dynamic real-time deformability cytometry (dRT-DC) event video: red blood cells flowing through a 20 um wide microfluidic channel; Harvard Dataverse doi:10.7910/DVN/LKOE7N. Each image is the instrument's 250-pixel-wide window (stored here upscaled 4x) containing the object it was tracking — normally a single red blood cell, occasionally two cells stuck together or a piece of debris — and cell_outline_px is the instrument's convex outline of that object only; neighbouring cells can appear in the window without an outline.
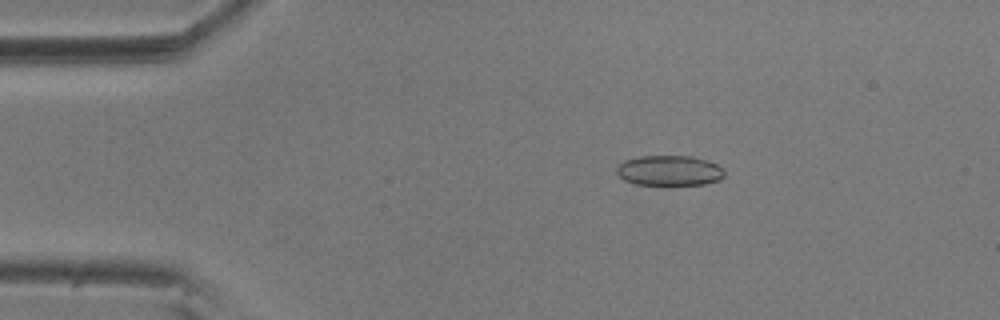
{"species": "common noctule bat (a hibernating species)", "species_latin": "Nyctalus noctula", "temperature_condition": "room temperature", "stored_images_in_passage": 56, "camera_frame_rate_fps": 3000, "um_per_image_px": 0.085, "animal": {"sex": "male", "body_mass_g": 20.5, "forearm_length_mm": 52.5}, "frame": {"image": 1, "passage_image": 10, "time_ms": 3.0, "image_size_px": [1000, 320], "cell_outline_px": [[724, 176], [720, 180], [704, 184], [636, 184], [624, 180], [616, 172], [616, 164], [624, 160], [640, 156], [692, 156], [708, 160], [724, 168]], "centroid_in_image_um": [56.89, 14.48], "position_along_channel_um": 28.1, "area_um2": 19.07}}
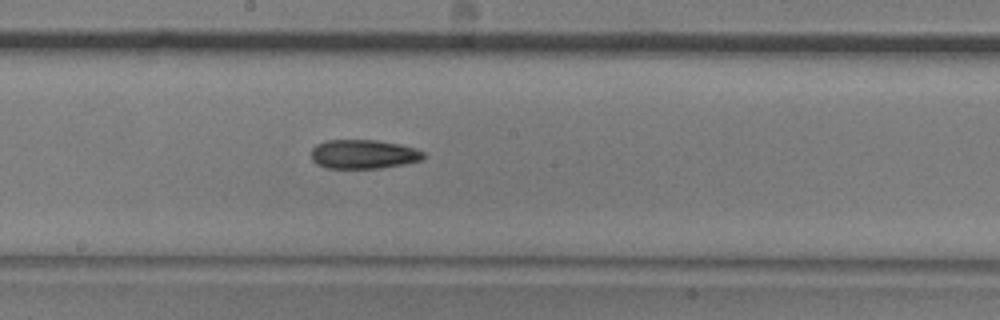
{"frame": {"image": 2, "passage_image": 30, "time_ms": 9.667, "image_size_px": [1000, 320], "cell_outline_px": [[424, 160], [404, 164], [380, 168], [324, 168], [316, 164], [312, 160], [312, 148], [316, 144], [328, 140], [376, 140], [400, 144], [416, 148], [424, 152]], "centroid_in_image_um": [30.91, 13.11], "position_along_channel_um": 217.3, "area_um2": 19.19}}
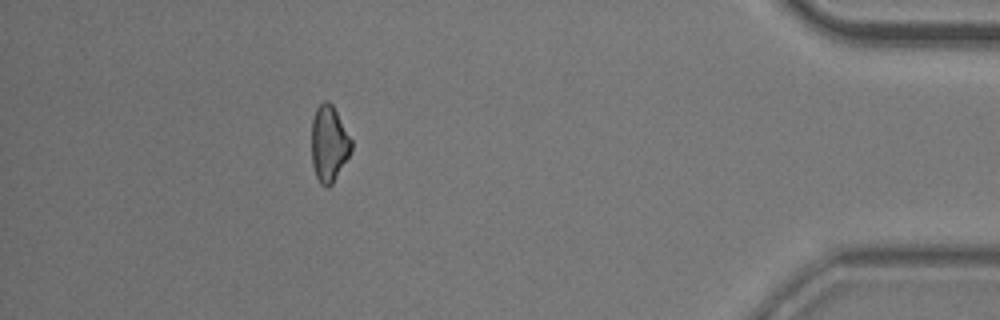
{"frame": {"image": 3, "passage_image": 50, "time_ms": 16.333, "image_size_px": [1000, 320], "cell_outline_px": [[352, 148], [348, 156], [332, 184], [328, 188], [320, 184], [316, 176], [312, 164], [312, 120], [316, 108], [324, 100], [328, 100], [332, 104], [352, 140]], "centroid_in_image_um": [27.95, 12.21], "position_along_channel_um": 407.3, "area_um2": 17.51}, "authors_computed_cell_mechanics": {"area_um2": 19.1896, "velocity_mm_per_s": 3.6361, "shape_relaxation_time_tau1_ms": null, "shape_relaxation_time_tau2_ms": 7.944, "deformation_change_tau1": null, "deformation_change_tau2": 0.1634}}